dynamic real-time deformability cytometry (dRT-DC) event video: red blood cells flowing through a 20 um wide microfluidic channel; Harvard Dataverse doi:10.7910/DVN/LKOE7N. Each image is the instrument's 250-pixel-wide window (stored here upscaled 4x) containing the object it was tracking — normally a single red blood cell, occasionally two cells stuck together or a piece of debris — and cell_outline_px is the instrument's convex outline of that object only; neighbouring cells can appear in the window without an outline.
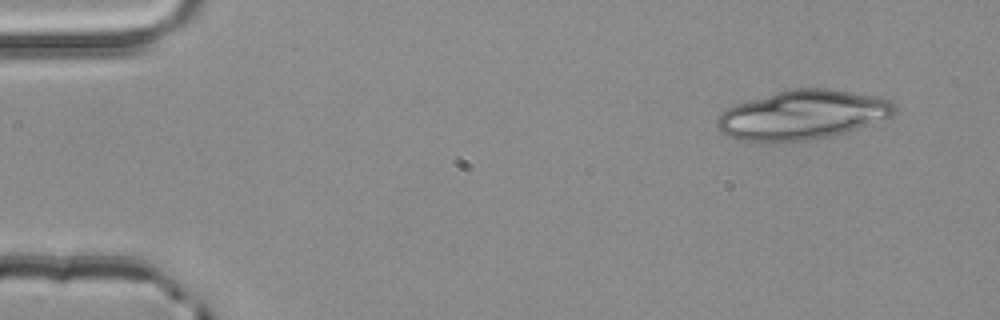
{"species": "common noctule bat (a hibernating species)", "species_latin": "Nyctalus noctula", "temperature_condition": "room temperature", "stored_images_in_passage": 3, "segment_of_instrument_passage": [2, 2], "camera_frame_rate_fps": 3000, "um_per_image_px": 0.085, "animal": {"sex": "male", "body_mass_g": 20.4}, "frame": {"image": 1, "passage_image": 3, "time_ms": 0.667, "image_size_px": [1000, 320], "cell_outline_px": [[896, 112], [892, 116], [872, 124], [844, 132], [828, 136], [808, 140], [772, 144], [756, 144], [740, 140], [724, 132], [716, 124], [716, 120], [728, 108], [736, 104], [788, 88], [828, 88], [880, 96], [896, 104]], "centroid_in_image_um": [68.24, 9.78], "position_along_channel_um": 16.8, "area_um2": 51.44}}